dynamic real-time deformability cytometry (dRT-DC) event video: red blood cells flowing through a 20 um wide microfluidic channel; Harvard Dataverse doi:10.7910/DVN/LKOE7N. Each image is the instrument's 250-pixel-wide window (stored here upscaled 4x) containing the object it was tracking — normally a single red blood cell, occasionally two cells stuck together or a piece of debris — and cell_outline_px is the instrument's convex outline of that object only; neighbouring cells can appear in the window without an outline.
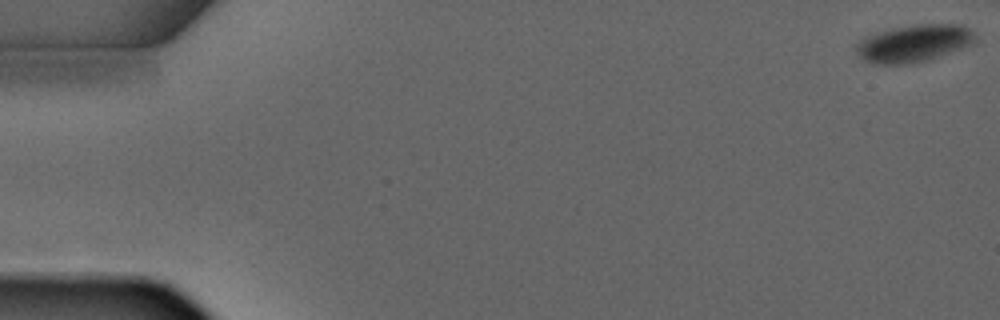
{"species": "common noctule bat (a hibernating species)", "species_latin": "Nyctalus noctula", "temperature_condition": "warm", "stored_images_in_passage": 6, "camera_frame_rate_fps": 3000, "um_per_image_px": 0.085, "animal": {"sex": "male", "forearm_length_mm": 52.5}, "frame": {"image": 1, "passage_image": 1, "time_ms": 0.0, "image_size_px": [1000, 320], "cell_outline_px": [[976, 40], [972, 44], [940, 56], [912, 64], [876, 64], [864, 60], [856, 52], [856, 44], [860, 40], [868, 36], [896, 28], [924, 24], [960, 24], [968, 28], [976, 36]], "centroid_in_image_um": [77.7, 3.7], "position_along_channel_um": 7.3, "area_um2": 25.43}}
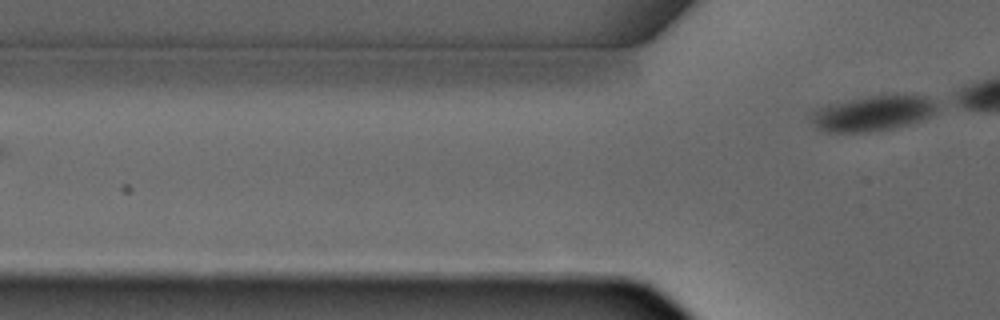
{"frame": {"image": 2, "passage_image": 6, "time_ms": 6.0, "image_size_px": [1000, 320], "cell_outline_px": [[936, 108], [928, 116], [908, 124], [892, 128], [868, 132], [828, 132], [816, 128], [812, 124], [808, 116], [808, 112], [816, 108], [828, 104], [868, 96], [896, 92], [928, 96], [936, 100]], "centroid_in_image_um": [74.15, 9.59], "position_along_channel_um": 51.7, "area_um2": 26.59}}